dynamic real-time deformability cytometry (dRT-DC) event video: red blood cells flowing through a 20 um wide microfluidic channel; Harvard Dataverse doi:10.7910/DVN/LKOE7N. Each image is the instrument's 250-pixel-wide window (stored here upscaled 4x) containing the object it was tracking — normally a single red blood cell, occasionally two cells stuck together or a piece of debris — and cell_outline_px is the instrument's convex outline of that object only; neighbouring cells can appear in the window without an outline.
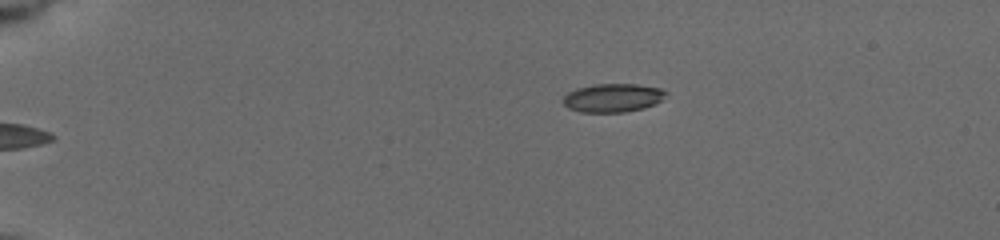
{"species": "common noctule bat (a hibernating species)", "species_latin": "Nyctalus noctula", "temperature_condition": "cold", "stored_images_in_passage": 45, "camera_frame_rate_fps": 3000, "um_per_image_px": 0.085, "animal": {"sex": "female", "body_mass_g": 19.5, "forearm_length_mm": 54.1}, "frame": {"image": 1, "passage_image": 1, "time_ms": 0.0, "image_size_px": [1000, 240], "cell_outline_px": [[668, 92], [656, 104], [644, 108], [624, 112], [580, 112], [568, 108], [564, 104], [564, 96], [568, 92], [576, 88], [596, 84], [636, 84], [660, 88]], "centroid_in_image_um": [52.09, 8.31], "position_along_channel_um": 32.9, "area_um2": 17.05}}
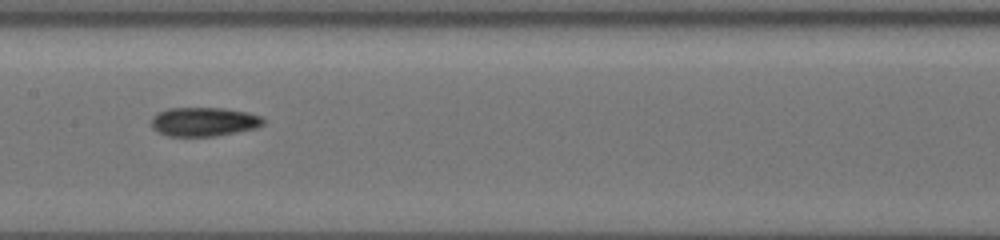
{"frame": {"image": 2, "passage_image": 20, "time_ms": 6.333, "image_size_px": [1000, 240], "cell_outline_px": [[264, 124], [256, 128], [216, 136], [168, 136], [152, 128], [152, 116], [156, 112], [168, 108], [224, 108], [248, 112], [264, 116]], "centroid_in_image_um": [17.35, 10.34], "position_along_channel_um": 190.1, "area_um2": 19.07}}
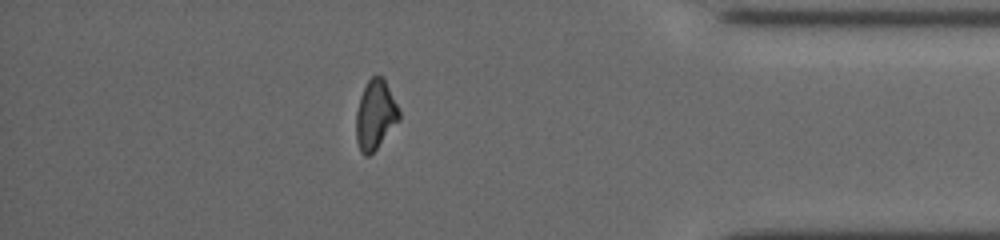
{"frame": {"image": 3, "passage_image": 39, "time_ms": 12.667, "image_size_px": [1000, 240], "cell_outline_px": [[400, 120], [376, 148], [368, 156], [364, 156], [360, 152], [356, 140], [356, 112], [360, 96], [368, 80], [372, 76], [380, 76], [384, 80], [400, 112]], "centroid_in_image_um": [31.88, 9.79], "position_along_channel_um": 403.3, "area_um2": 17.11}, "authors_computed_cell_mechanics": {"area_um2": 17.5712, "velocity_mm_per_s": 3.773, "shape_relaxation_time_tau1_ms": null, "shape_relaxation_time_tau2_ms": 5.9613, "deformation_change_tau1": null, "deformation_change_tau2": 0.1313}}